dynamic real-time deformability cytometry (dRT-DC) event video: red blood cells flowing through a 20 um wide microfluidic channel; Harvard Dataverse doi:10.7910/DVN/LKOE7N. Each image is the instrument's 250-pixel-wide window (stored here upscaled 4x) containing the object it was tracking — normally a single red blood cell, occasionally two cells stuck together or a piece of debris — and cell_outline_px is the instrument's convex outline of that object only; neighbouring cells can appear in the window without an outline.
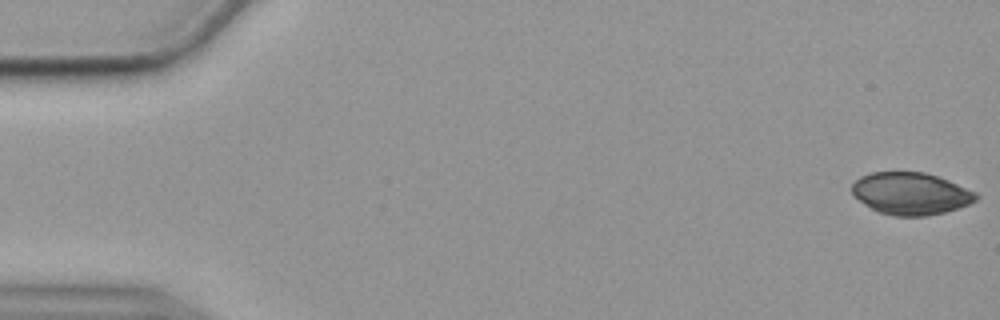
{"species": "common noctule bat (a hibernating species)", "species_latin": "Nyctalus noctula", "temperature_condition": "cold", "stored_images_in_passage": 9, "camera_frame_rate_fps": 3000, "um_per_image_px": 0.085, "animal": {"sex": "female", "body_mass_g": 19.9}, "frame": {"image": 1, "passage_image": 1, "time_ms": 0.0, "image_size_px": [1000, 320], "cell_outline_px": [[980, 196], [976, 200], [968, 204], [944, 212], [928, 216], [892, 216], [876, 212], [852, 196], [852, 184], [860, 176], [872, 172], [924, 172], [948, 180], [976, 192]], "centroid_in_image_um": [77.38, 16.46], "position_along_channel_um": 7.6, "area_um2": 30.63}}